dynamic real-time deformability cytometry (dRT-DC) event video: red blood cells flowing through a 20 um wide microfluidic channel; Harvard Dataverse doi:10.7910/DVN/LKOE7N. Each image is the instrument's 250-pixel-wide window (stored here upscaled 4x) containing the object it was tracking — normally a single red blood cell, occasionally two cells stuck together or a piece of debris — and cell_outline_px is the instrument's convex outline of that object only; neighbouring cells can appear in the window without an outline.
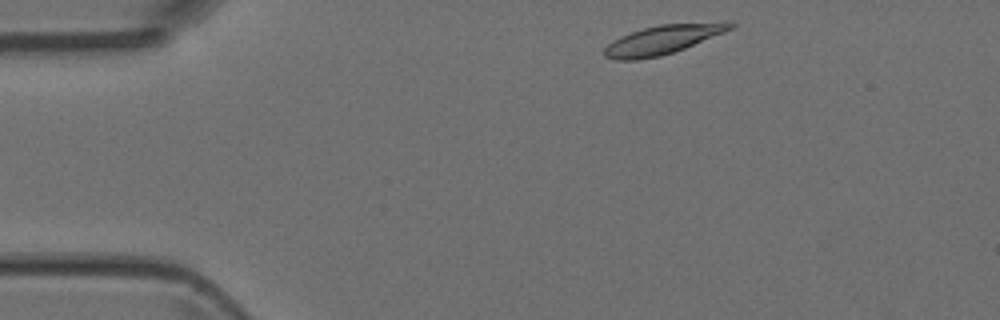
{"species": "Egyptian fruit bat (a non-hibernating species)", "species_latin": "Rousettus aegyptiacus", "temperature_condition": "room temperature", "stored_images_in_passage": 2, "camera_frame_rate_fps": 3000, "um_per_image_px": 0.085, "animal": {"sex": "female"}, "frame": {"image": 1, "passage_image": 1, "time_ms": 0.0, "image_size_px": [1000, 320], "cell_outline_px": [[736, 24], [732, 28], [724, 32], [684, 48], [660, 56], [636, 60], [616, 60], [604, 56], [604, 48], [612, 40], [620, 36], [644, 28], [660, 24], [728, 20], [732, 20]], "centroid_in_image_um": [56.39, 3.34], "position_along_channel_um": 28.6, "area_um2": 21.5}}